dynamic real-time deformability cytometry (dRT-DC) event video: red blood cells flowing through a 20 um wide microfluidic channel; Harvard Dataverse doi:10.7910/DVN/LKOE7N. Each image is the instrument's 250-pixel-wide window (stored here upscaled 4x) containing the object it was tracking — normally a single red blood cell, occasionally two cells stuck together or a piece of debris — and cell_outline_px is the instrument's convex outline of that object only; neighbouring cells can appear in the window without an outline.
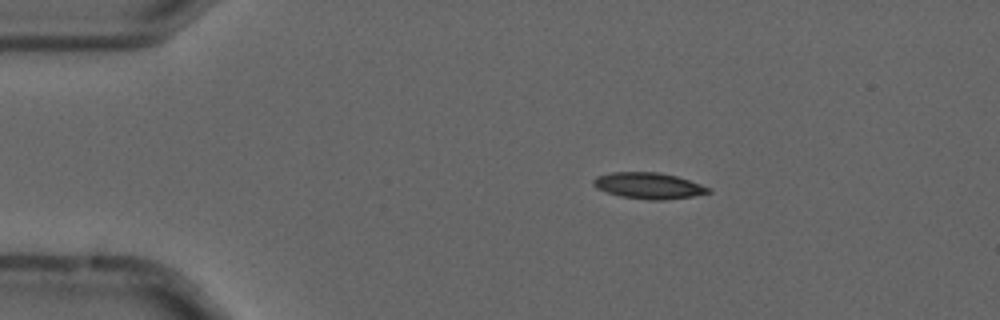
{"species": "common noctule bat (a hibernating species)", "species_latin": "Nyctalus noctula", "temperature_condition": "cold", "stored_images_in_passage": 8, "camera_frame_rate_fps": 3000, "um_per_image_px": 0.085, "animal": {"sex": "male", "forearm_length_mm": 52.5}, "frame": {"image": 1, "passage_image": 3, "time_ms": 0.667, "image_size_px": [1000, 320], "cell_outline_px": [[712, 192], [692, 196], [664, 200], [648, 200], [620, 196], [596, 188], [592, 184], [592, 180], [596, 176], [612, 172], [660, 172], [676, 176], [712, 188]], "centroid_in_image_um": [55.12, 15.78], "position_along_channel_um": 29.9, "area_um2": 17.57}}
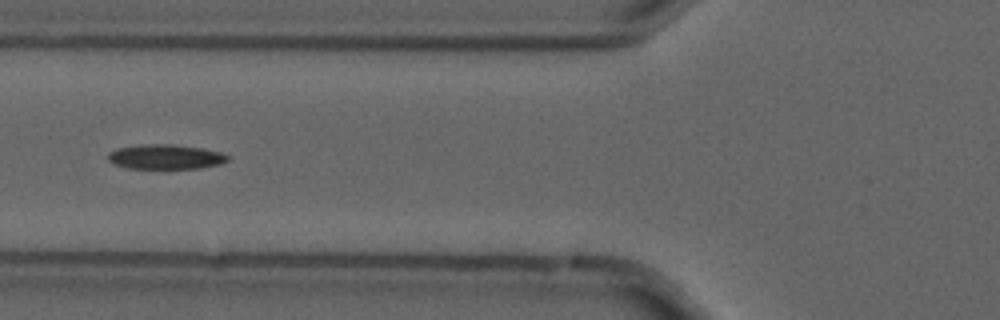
{"frame": {"image": 2, "passage_image": 6, "time_ms": 1.667, "image_size_px": [1000, 320], "cell_outline_px": [[228, 160], [220, 164], [200, 168], [128, 168], [112, 164], [108, 160], [108, 152], [116, 148], [148, 144], [172, 144], [200, 148], [220, 152], [228, 156]], "centroid_in_image_um": [14.03, 13.33], "position_along_channel_um": 111.8, "area_um2": 17.11}}
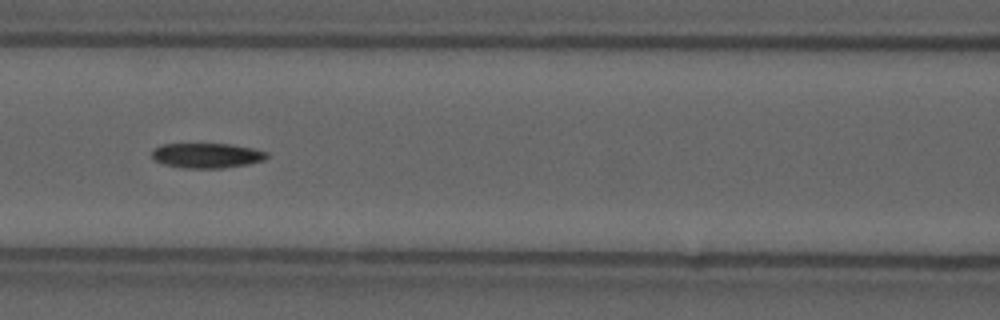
{"frame": {"image": 3, "passage_image": 7, "time_ms": 2.0, "image_size_px": [1000, 320], "cell_outline_px": [[268, 156], [264, 160], [248, 164], [224, 168], [184, 168], [164, 164], [156, 160], [152, 156], [152, 152], [160, 144], [232, 144], [252, 148], [268, 152]], "centroid_in_image_um": [17.61, 13.22], "position_along_channel_um": 149.0, "area_um2": 16.65}}